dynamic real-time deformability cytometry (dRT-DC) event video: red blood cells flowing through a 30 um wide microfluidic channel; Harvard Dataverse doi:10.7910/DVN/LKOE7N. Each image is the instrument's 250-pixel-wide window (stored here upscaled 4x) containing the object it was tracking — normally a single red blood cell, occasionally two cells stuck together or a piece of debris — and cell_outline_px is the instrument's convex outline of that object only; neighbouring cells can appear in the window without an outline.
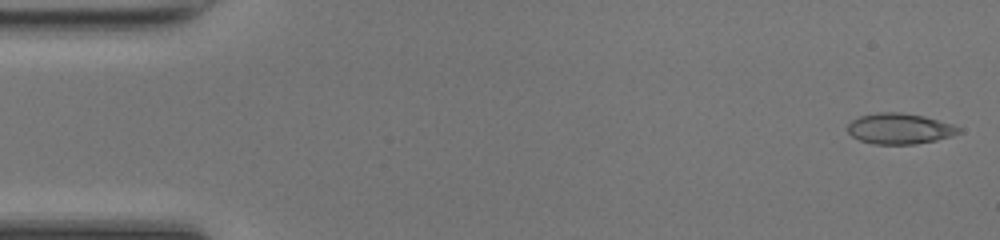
{"species": "common noctule bat (a hibernating species)", "species_latin": "Nyctalus noctula", "temperature_condition": "room temperature", "stored_images_in_passage": 48, "camera_frame_rate_fps": 3000, "um_per_image_px": 0.085, "animal": {"sex": "female", "body_mass_g": 17.0, "forearm_length_mm": 48.0}, "frame": {"image": 1, "passage_image": 1, "time_ms": 0.0, "image_size_px": [1000, 240], "cell_outline_px": [[960, 132], [952, 136], [936, 140], [916, 144], [872, 144], [860, 140], [852, 136], [848, 132], [848, 124], [852, 120], [860, 116], [876, 112], [900, 112], [924, 116], [952, 124], [960, 128]], "centroid_in_image_um": [76.45, 10.93], "position_along_channel_um": 8.5, "area_um2": 19.88}}
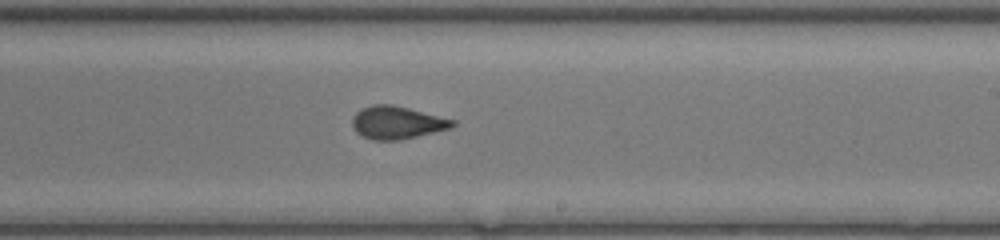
{"frame": {"image": 2, "passage_image": 28, "time_ms": 9.0, "image_size_px": [1000, 240], "cell_outline_px": [[456, 124], [452, 128], [400, 140], [372, 140], [356, 132], [352, 128], [352, 116], [360, 108], [372, 104], [392, 104], [456, 120]], "centroid_in_image_um": [33.73, 10.41], "position_along_channel_um": 255.3, "area_um2": 19.31}}
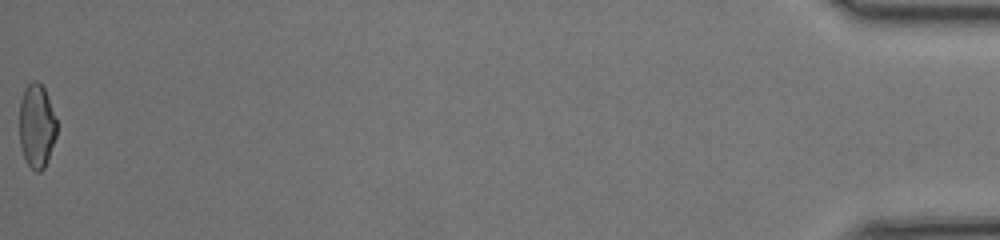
{"frame": {"image": 3, "passage_image": 48, "time_ms": 15.667, "image_size_px": [1000, 240], "cell_outline_px": [[56, 136], [44, 168], [40, 172], [36, 172], [28, 164], [24, 156], [20, 144], [20, 100], [24, 88], [32, 80], [36, 80], [44, 88], [56, 120]], "centroid_in_image_um": [3.1, 10.69], "position_along_channel_um": 432.1, "area_um2": 17.98}, "authors_computed_cell_mechanics": {"area_um2": 19.363, "velocity_mm_per_s": 4.2983, "shape_relaxation_time_tau1_ms": 5.1276, "shape_relaxation_time_tau2_ms": 0.911, "deformation_change_tau1": 0.1576, "deformation_change_tau2": 0.0505}}